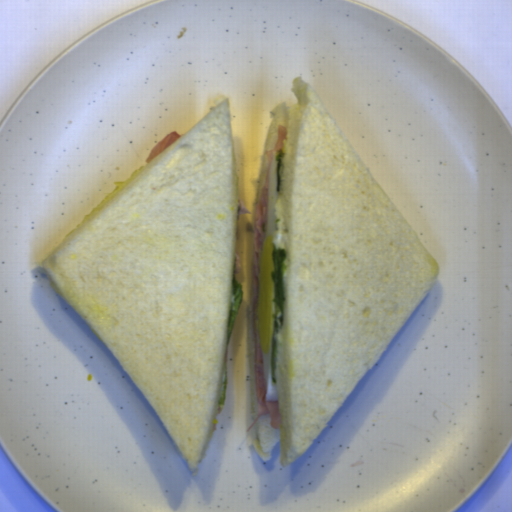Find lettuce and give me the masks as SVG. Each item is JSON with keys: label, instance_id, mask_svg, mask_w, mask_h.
I'll use <instances>...</instances> for the list:
<instances>
[{"label": "lettuce", "instance_id": "obj_1", "mask_svg": "<svg viewBox=\"0 0 512 512\" xmlns=\"http://www.w3.org/2000/svg\"><path fill=\"white\" fill-rule=\"evenodd\" d=\"M273 260L274 270L271 272V279L273 283L274 298V327H273V338H272V350H271V364L270 373L273 384L277 383L275 370H276V349L277 341L275 336L280 332L283 319L285 314V289H284V276L287 270L285 261L287 253L284 247H276L271 251Z\"/></svg>", "mask_w": 512, "mask_h": 512}, {"label": "lettuce", "instance_id": "obj_3", "mask_svg": "<svg viewBox=\"0 0 512 512\" xmlns=\"http://www.w3.org/2000/svg\"><path fill=\"white\" fill-rule=\"evenodd\" d=\"M285 159V153L283 149H279L277 152V174H276V190L277 192H280V187L282 185V178H281V170L283 168V162Z\"/></svg>", "mask_w": 512, "mask_h": 512}, {"label": "lettuce", "instance_id": "obj_2", "mask_svg": "<svg viewBox=\"0 0 512 512\" xmlns=\"http://www.w3.org/2000/svg\"><path fill=\"white\" fill-rule=\"evenodd\" d=\"M236 264L234 259L233 272H232V305L228 323L227 340L226 345L229 344L243 299L242 285L241 282L235 278Z\"/></svg>", "mask_w": 512, "mask_h": 512}, {"label": "lettuce", "instance_id": "obj_4", "mask_svg": "<svg viewBox=\"0 0 512 512\" xmlns=\"http://www.w3.org/2000/svg\"><path fill=\"white\" fill-rule=\"evenodd\" d=\"M227 385H228L227 369H226V362L224 361L222 380H221V398H220L218 406H223L226 403Z\"/></svg>", "mask_w": 512, "mask_h": 512}]
</instances>
